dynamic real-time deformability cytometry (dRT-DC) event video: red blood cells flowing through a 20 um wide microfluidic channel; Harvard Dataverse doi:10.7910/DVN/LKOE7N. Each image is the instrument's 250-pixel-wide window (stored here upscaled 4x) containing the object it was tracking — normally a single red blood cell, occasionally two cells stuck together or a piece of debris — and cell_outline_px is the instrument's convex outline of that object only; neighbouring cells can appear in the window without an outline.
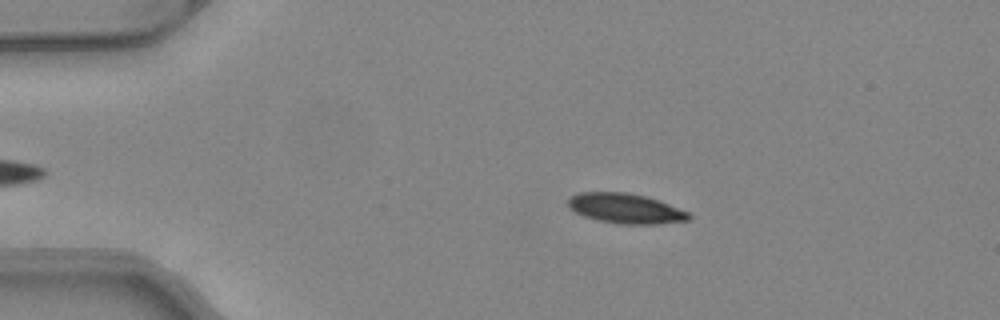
{"species": "common noctule bat (a hibernating species)", "species_latin": "Nyctalus noctula", "temperature_condition": "warm", "stored_images_in_passage": 41, "camera_frame_rate_fps": 3000, "um_per_image_px": 0.085, "animal": {"sex": "female", "body_mass_g": 24.6, "forearm_length_mm": 56.2}, "frame": {"image": 1, "passage_image": 8, "time_ms": 2.333, "image_size_px": [1000, 320], "cell_outline_px": [[692, 216], [688, 220], [660, 224], [616, 224], [596, 220], [584, 216], [568, 208], [568, 200], [572, 196], [580, 192], [628, 192], [660, 200], [688, 212]], "centroid_in_image_um": [53.17, 17.72], "position_along_channel_um": 31.8, "area_um2": 21.21}}
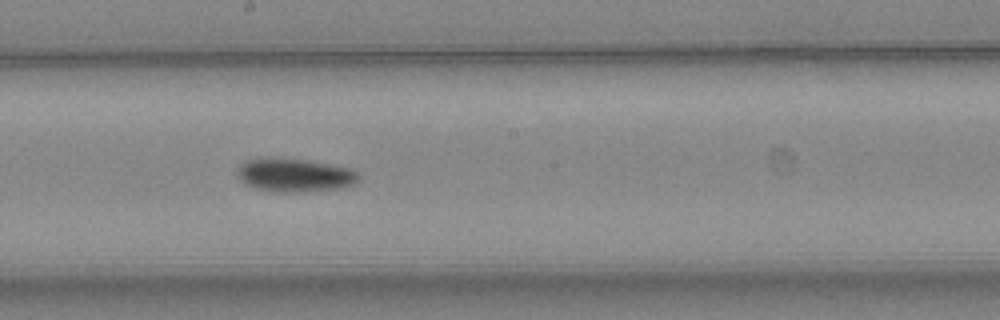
{"frame": {"image": 2, "passage_image": 26, "time_ms": 8.333, "image_size_px": [1000, 320], "cell_outline_px": [[360, 180], [352, 184], [340, 188], [308, 192], [272, 192], [256, 188], [244, 184], [236, 176], [236, 172], [240, 164], [248, 160], [268, 156], [308, 160], [352, 168], [360, 172]], "centroid_in_image_um": [25.04, 14.88], "position_along_channel_um": 223.2, "area_um2": 24.33}}
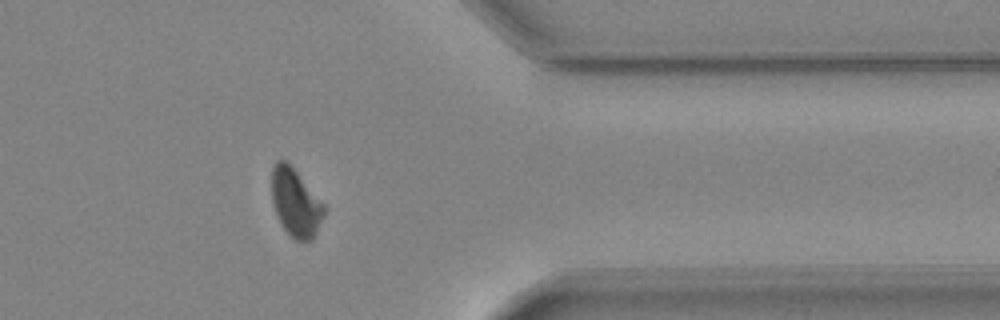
{"frame": {"image": 3, "passage_image": 39, "time_ms": 12.667, "image_size_px": [1000, 320], "cell_outline_px": [[324, 216], [312, 240], [296, 240], [284, 228], [276, 212], [272, 200], [272, 168], [276, 160], [284, 160], [296, 172], [324, 204]], "centroid_in_image_um": [25.12, 17.23], "position_along_channel_um": 386.3, "area_um2": 20.06}, "authors_computed_cell_mechanics": {"area_um2": 22.1952, "velocity_mm_per_s": 4.0971, "shape_relaxation_time_tau1_ms": 3.1636, "shape_relaxation_time_tau2_ms": null, "deformation_change_tau1": 0.1229, "deformation_change_tau2": null}}